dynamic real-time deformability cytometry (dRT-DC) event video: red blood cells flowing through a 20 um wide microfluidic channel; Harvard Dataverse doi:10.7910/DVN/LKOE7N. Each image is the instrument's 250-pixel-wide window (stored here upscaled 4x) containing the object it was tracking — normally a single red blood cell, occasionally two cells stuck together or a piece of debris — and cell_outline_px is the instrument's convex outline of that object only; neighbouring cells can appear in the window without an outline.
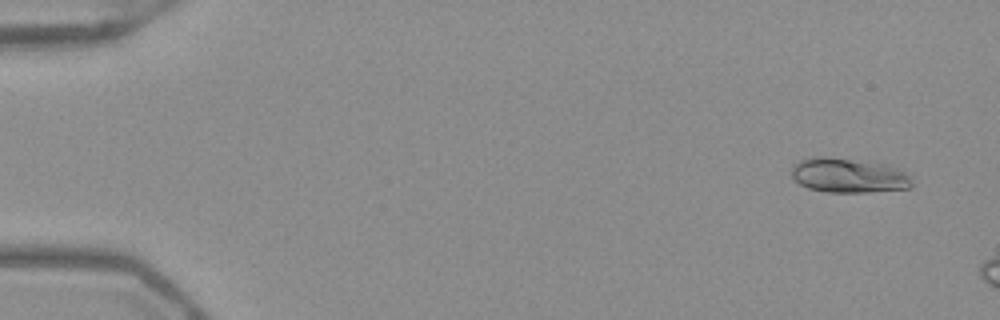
{"species": "Egyptian fruit bat (a non-hibernating species)", "species_latin": "Rousettus aegyptiacus", "temperature_condition": "warm", "stored_images_in_passage": 10, "camera_frame_rate_fps": 3000, "um_per_image_px": 0.085, "frame": {"image": 1, "passage_image": 4, "time_ms": 1.0, "image_size_px": [1000, 320], "cell_outline_px": [[912, 184], [908, 188], [868, 192], [828, 192], [808, 188], [800, 184], [792, 176], [792, 168], [800, 160], [812, 156], [820, 156], [880, 164], [900, 168], [912, 172]], "centroid_in_image_um": [72.18, 14.92], "position_along_channel_um": 12.8, "area_um2": 24.1}}